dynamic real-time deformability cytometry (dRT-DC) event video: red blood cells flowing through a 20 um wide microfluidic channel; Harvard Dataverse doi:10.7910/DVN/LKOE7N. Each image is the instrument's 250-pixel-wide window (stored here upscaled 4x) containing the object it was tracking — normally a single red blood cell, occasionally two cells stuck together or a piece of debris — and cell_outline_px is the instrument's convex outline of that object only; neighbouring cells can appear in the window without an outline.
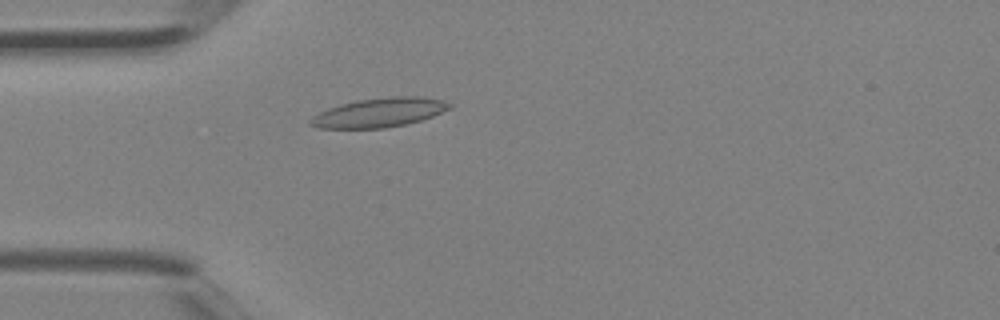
{"species": "Egyptian fruit bat (a non-hibernating species)", "species_latin": "Rousettus aegyptiacus", "temperature_condition": "room temperature", "stored_images_in_passage": 3, "camera_frame_rate_fps": 3000, "um_per_image_px": 0.085, "animal": {"sex": "female"}, "frame": {"image": 1, "passage_image": 3, "time_ms": 0.667, "image_size_px": [1000, 320], "cell_outline_px": [[452, 108], [432, 116], [420, 120], [404, 124], [384, 128], [316, 128], [308, 124], [308, 120], [312, 116], [328, 108], [340, 104], [356, 100], [392, 96], [420, 96], [444, 100], [452, 104]], "centroid_in_image_um": [32.22, 9.56], "position_along_channel_um": 52.8, "area_um2": 23.76}}